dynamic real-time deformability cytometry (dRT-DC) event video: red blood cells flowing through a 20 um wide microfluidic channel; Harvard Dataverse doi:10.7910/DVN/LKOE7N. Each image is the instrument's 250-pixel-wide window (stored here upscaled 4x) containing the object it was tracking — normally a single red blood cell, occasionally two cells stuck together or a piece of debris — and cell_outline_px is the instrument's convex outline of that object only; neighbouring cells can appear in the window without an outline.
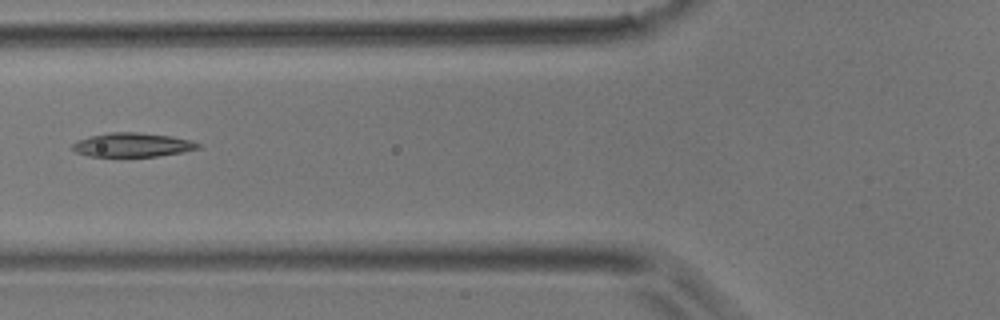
{"species": "common noctule bat (a hibernating species)", "species_latin": "Nyctalus noctula", "temperature_condition": "room temperature", "stored_images_in_passage": 6, "camera_frame_rate_fps": 3000, "um_per_image_px": 0.085, "animal": {"sex": "male", "body_mass_g": 17.9}, "frame": {"image": 1, "passage_image": 6, "time_ms": 1.667, "image_size_px": [1000, 320], "cell_outline_px": [[204, 144], [200, 148], [180, 152], [156, 156], [88, 156], [76, 152], [72, 148], [72, 144], [80, 140], [92, 136], [112, 132], [136, 132], [172, 136]], "centroid_in_image_um": [11.29, 12.31], "position_along_channel_um": 114.5, "area_um2": 17.28}}